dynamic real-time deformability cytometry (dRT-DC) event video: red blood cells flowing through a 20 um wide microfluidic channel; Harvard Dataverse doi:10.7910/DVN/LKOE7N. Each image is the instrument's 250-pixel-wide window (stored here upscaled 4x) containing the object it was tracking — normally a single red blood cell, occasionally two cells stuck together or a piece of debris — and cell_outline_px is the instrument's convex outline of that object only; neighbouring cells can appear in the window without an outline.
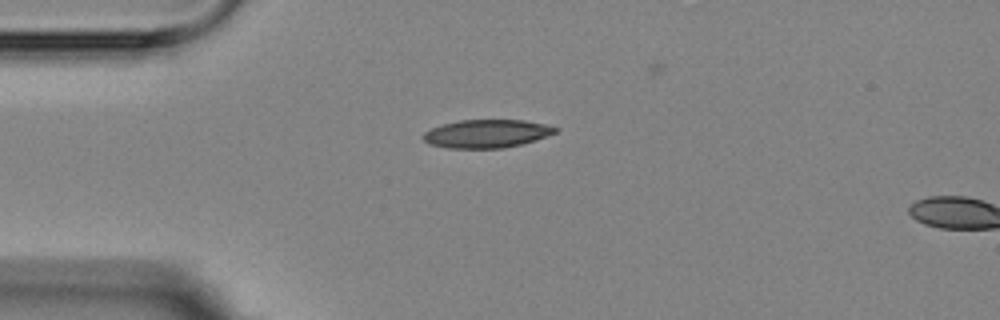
{"species": "Egyptian fruit bat (a non-hibernating species)", "species_latin": "Rousettus aegyptiacus", "temperature_condition": "room temperature", "stored_images_in_passage": 2, "camera_frame_rate_fps": 3000, "um_per_image_px": 0.085, "animal": {"sex": "female"}, "frame": {"image": 1, "passage_image": 1, "time_ms": 0.0, "image_size_px": [1000, 320], "cell_outline_px": [[556, 132], [536, 140], [504, 148], [448, 148], [428, 144], [420, 136], [424, 132], [432, 128], [444, 124], [460, 120], [524, 120], [544, 124], [556, 128]], "centroid_in_image_um": [41.32, 11.37], "position_along_channel_um": 43.7, "area_um2": 21.56}}